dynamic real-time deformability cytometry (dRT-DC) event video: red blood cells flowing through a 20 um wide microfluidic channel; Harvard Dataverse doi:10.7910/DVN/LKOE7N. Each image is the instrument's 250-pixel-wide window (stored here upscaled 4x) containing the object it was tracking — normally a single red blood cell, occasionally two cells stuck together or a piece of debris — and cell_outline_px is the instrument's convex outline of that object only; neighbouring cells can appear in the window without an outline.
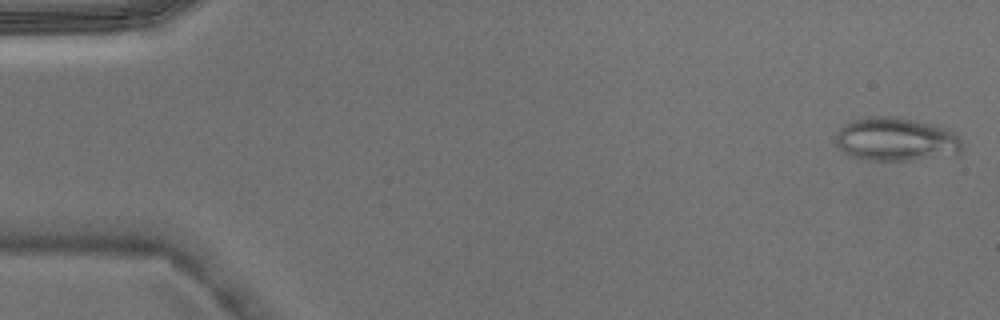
{"species": "Egyptian fruit bat (a non-hibernating species)", "species_latin": "Rousettus aegyptiacus", "temperature_condition": "warm", "stored_images_in_passage": 5, "camera_frame_rate_fps": 3000, "um_per_image_px": 0.085, "animal": {"sex": "male"}, "frame": {"image": 1, "passage_image": 1, "time_ms": 0.0, "image_size_px": [1000, 320], "cell_outline_px": [[964, 148], [960, 152], [912, 160], [868, 160], [848, 156], [836, 144], [836, 132], [840, 124], [852, 120], [868, 116], [896, 116], [940, 124], [956, 132]], "centroid_in_image_um": [76.14, 11.8], "position_along_channel_um": 8.9, "area_um2": 32.71}}